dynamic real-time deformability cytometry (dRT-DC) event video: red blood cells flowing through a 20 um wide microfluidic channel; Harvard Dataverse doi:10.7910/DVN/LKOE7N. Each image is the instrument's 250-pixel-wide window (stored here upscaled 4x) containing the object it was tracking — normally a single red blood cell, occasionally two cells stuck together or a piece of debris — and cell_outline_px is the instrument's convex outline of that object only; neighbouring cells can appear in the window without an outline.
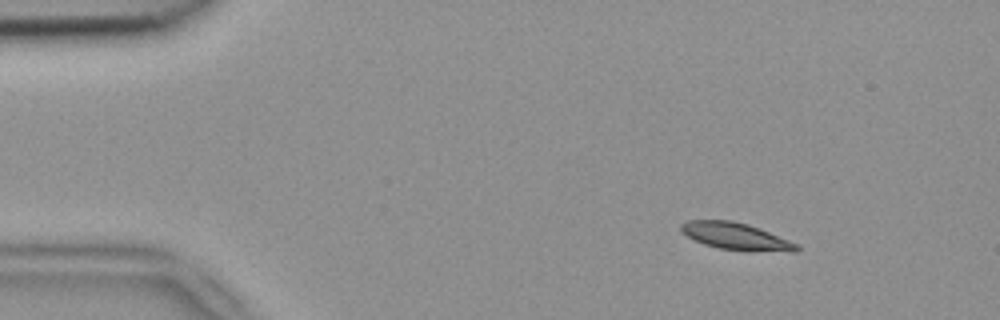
{"species": "common noctule bat (a hibernating species)", "species_latin": "Nyctalus noctula", "temperature_condition": "room temperature", "stored_images_in_passage": 3, "camera_frame_rate_fps": 3000, "um_per_image_px": 0.085, "animal": {"sex": "female", "body_mass_g": 18.4}, "frame": {"image": 1, "passage_image": 1, "time_ms": 0.0, "image_size_px": [1000, 320], "cell_outline_px": [[800, 248], [796, 252], [792, 252], [720, 248], [704, 244], [680, 232], [680, 224], [688, 220], [732, 220], [748, 224], [760, 228], [800, 244]], "centroid_in_image_um": [62.58, 20.06], "position_along_channel_um": 22.4, "area_um2": 18.03}}